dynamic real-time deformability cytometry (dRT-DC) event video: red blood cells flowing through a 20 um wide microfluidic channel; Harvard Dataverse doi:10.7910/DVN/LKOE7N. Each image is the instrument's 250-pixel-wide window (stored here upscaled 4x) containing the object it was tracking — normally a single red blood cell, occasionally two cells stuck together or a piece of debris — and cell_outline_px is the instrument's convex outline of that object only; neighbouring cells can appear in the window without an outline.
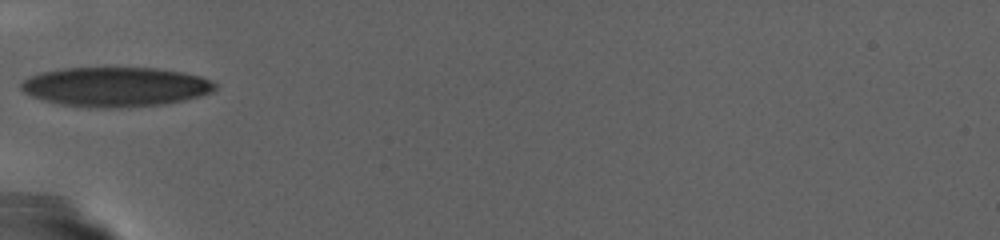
{"species": "human", "species_latin": "Homo sapiens", "temperature_condition": "warm", "stored_images_in_passage": 46, "camera_frame_rate_fps": 3000, "um_per_image_px": 0.085, "donor": {"sex": "female"}, "frame": {"image": 1, "passage_image": 1, "time_ms": 0.0, "image_size_px": [1000, 240], "cell_outline_px": [[216, 88], [212, 92], [200, 96], [184, 100], [164, 104], [128, 108], [100, 108], [60, 104], [44, 100], [32, 96], [24, 92], [20, 88], [20, 84], [28, 76], [40, 72], [60, 68], [156, 68], [184, 72], [200, 76], [212, 80], [216, 84]], "centroid_in_image_um": [9.83, 7.38], "position_along_channel_um": 75.2, "area_um2": 45.03}}
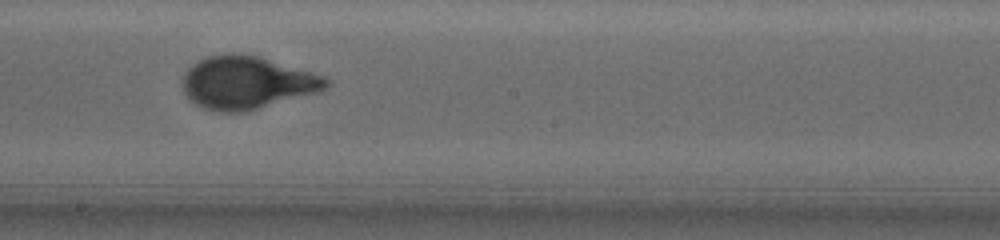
{"frame": {"image": 2, "passage_image": 22, "time_ms": 7.0, "image_size_px": [1000, 240], "cell_outline_px": [[332, 84], [320, 92], [244, 112], [220, 112], [204, 108], [196, 104], [184, 92], [184, 72], [192, 64], [208, 56], [228, 52], [232, 52], [256, 56], [324, 76], [332, 80]], "centroid_in_image_um": [21.01, 7.03], "position_along_channel_um": 227.2, "area_um2": 43.93}}
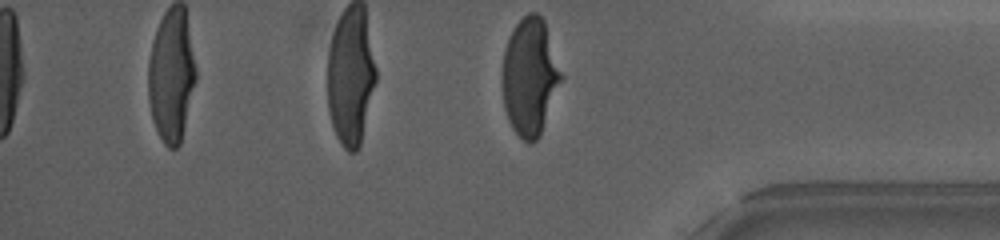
{"frame": {"image": 3, "passage_image": 46, "time_ms": 15.0, "image_size_px": [1000, 240], "cell_outline_px": [[564, 76], [540, 136], [532, 144], [528, 144], [512, 128], [508, 120], [504, 108], [500, 76], [504, 48], [512, 28], [528, 12], [536, 12], [544, 20]], "centroid_in_image_um": [45.02, 6.52], "position_along_channel_um": 390.2, "area_um2": 41.04}}